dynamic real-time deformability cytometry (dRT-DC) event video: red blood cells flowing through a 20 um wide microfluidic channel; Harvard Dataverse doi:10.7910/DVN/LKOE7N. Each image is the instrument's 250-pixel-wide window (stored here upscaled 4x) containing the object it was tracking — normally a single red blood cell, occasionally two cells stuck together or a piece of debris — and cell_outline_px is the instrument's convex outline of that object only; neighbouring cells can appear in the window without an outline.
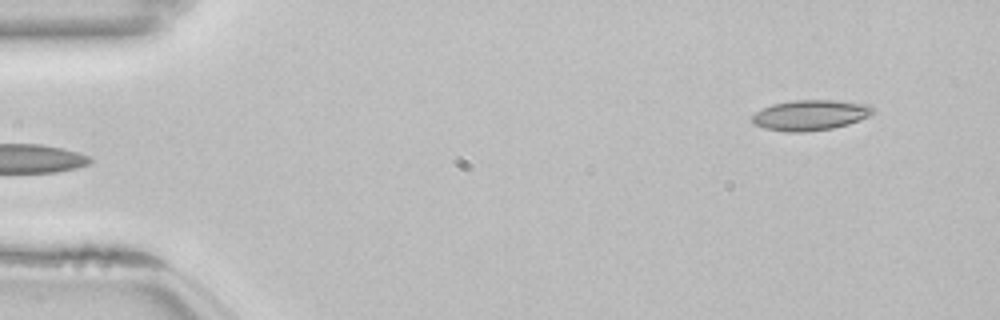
{"species": "common noctule bat (a hibernating species)", "species_latin": "Nyctalus noctula", "temperature_condition": "room temperature", "stored_images_in_passage": 50, "camera_frame_rate_fps": 3000, "um_per_image_px": 0.085, "animal": {"sex": "female", "body_mass_g": 22.7, "forearm_length_mm": 54.2}, "frame": {"image": 1, "passage_image": 1, "time_ms": 0.0, "image_size_px": [1000, 320], "cell_outline_px": [[876, 112], [860, 120], [848, 124], [832, 128], [804, 132], [788, 132], [764, 128], [756, 124], [752, 120], [752, 116], [756, 112], [772, 104], [792, 100], [836, 100], [868, 104]], "centroid_in_image_um": [68.9, 9.78], "position_along_channel_um": 16.1, "area_um2": 21.33}}
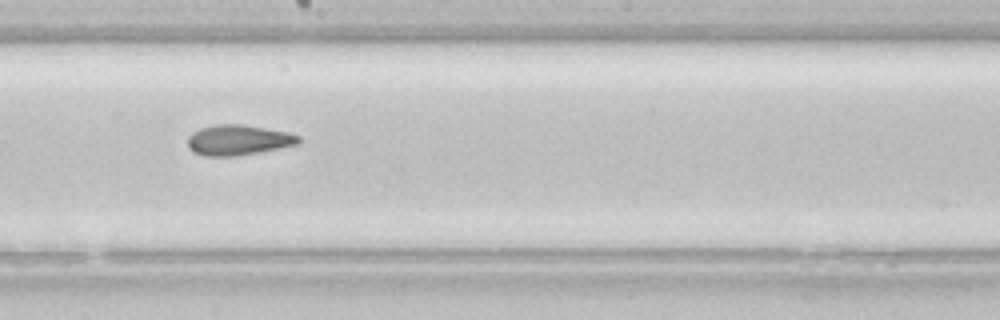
{"frame": {"image": 2, "passage_image": 26, "time_ms": 8.333, "image_size_px": [1000, 320], "cell_outline_px": [[300, 144], [236, 156], [204, 156], [192, 152], [188, 148], [188, 136], [192, 132], [200, 128], [216, 124], [244, 124], [288, 132], [300, 136]], "centroid_in_image_um": [20.23, 11.9], "position_along_channel_um": 228.0, "area_um2": 19.77}}
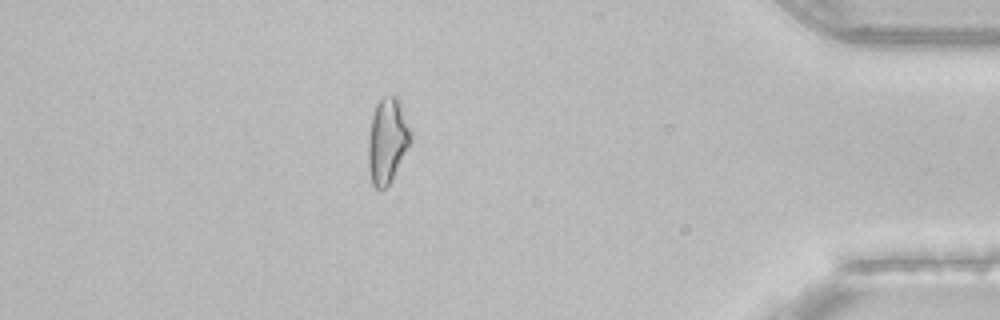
{"frame": {"image": 3, "passage_image": 43, "time_ms": 14.0, "image_size_px": [1000, 320], "cell_outline_px": [[412, 140], [392, 180], [384, 188], [376, 188], [372, 184], [368, 168], [368, 140], [372, 116], [376, 104], [384, 96], [396, 96], [400, 100], [412, 132]], "centroid_in_image_um": [32.94, 11.94], "position_along_channel_um": 402.3, "area_um2": 21.21}, "authors_computed_cell_mechanics": {"area_um2": 20.3745, "velocity_mm_per_s": 3.8557, "shape_relaxation_time_tau1_ms": 10.7041, "shape_relaxation_time_tau2_ms": 3.7833, "deformation_change_tau1": 0.1691, "deformation_change_tau2": 0.1061}}